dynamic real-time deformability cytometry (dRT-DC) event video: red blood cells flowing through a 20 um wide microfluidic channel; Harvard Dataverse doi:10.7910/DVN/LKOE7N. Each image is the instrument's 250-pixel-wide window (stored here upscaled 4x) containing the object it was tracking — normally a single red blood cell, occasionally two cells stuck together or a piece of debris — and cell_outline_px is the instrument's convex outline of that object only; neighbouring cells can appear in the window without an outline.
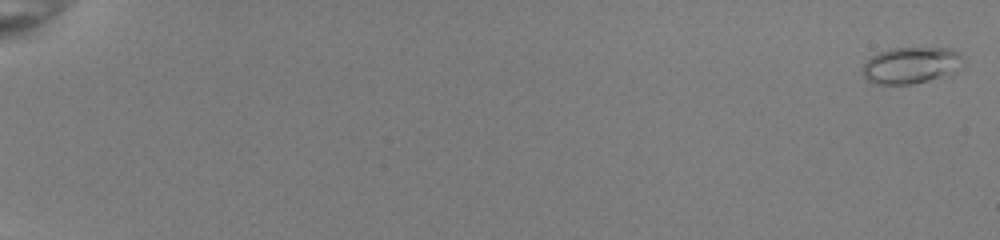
{"species": "common noctule bat (a hibernating species)", "species_latin": "Nyctalus noctula", "temperature_condition": "room temperature", "stored_images_in_passage": 53, "camera_frame_rate_fps": 3000, "um_per_image_px": 0.085, "animal": {"sex": "female", "body_mass_g": 22.0, "forearm_length_mm": 56.7}, "frame": {"image": 1, "passage_image": 1, "time_ms": 0.0, "image_size_px": [1000, 240], "cell_outline_px": [[964, 60], [940, 76], [928, 80], [912, 84], [872, 84], [864, 76], [860, 68], [872, 56], [888, 48], [952, 48], [960, 52], [964, 56]], "centroid_in_image_um": [77.34, 5.53], "position_along_channel_um": 7.7, "area_um2": 20.98}}
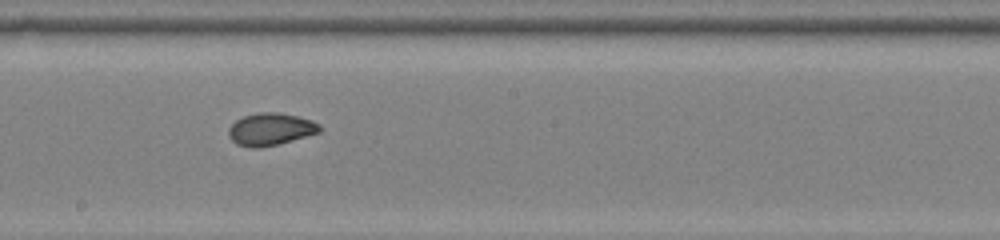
{"frame": {"image": 2, "passage_image": 33, "time_ms": 10.667, "image_size_px": [1000, 240], "cell_outline_px": [[320, 132], [292, 140], [260, 148], [252, 148], [236, 144], [228, 136], [228, 128], [236, 120], [244, 116], [260, 112], [276, 112], [296, 116], [312, 120], [320, 124]], "centroid_in_image_um": [22.97, 10.98], "position_along_channel_um": 225.2, "area_um2": 17.05}}
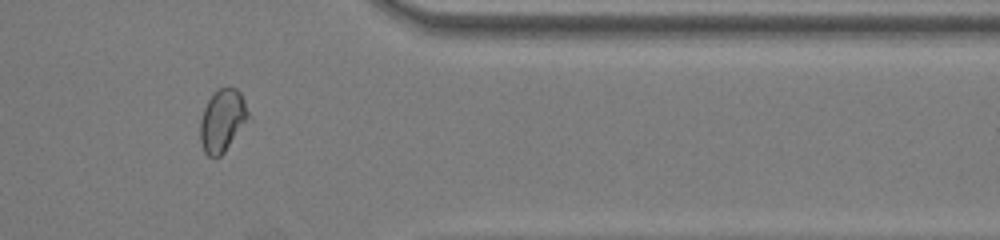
{"frame": {"image": 3, "passage_image": 46, "time_ms": 15.0, "image_size_px": [1000, 240], "cell_outline_px": [[248, 116], [224, 152], [220, 156], [208, 156], [204, 152], [200, 140], [200, 120], [204, 108], [208, 100], [220, 88], [236, 88], [240, 92], [244, 100], [248, 112]], "centroid_in_image_um": [18.86, 10.24], "position_along_channel_um": 392.5, "area_um2": 16.82}, "authors_computed_cell_mechanics": {"area_um2": 17.5712, "velocity_mm_per_s": 4.0285, "shape_relaxation_time_tau1_ms": 9.8351, "shape_relaxation_time_tau2_ms": 1.0505, "deformation_change_tau1": 0.2241, "deformation_change_tau2": 0.0491}}